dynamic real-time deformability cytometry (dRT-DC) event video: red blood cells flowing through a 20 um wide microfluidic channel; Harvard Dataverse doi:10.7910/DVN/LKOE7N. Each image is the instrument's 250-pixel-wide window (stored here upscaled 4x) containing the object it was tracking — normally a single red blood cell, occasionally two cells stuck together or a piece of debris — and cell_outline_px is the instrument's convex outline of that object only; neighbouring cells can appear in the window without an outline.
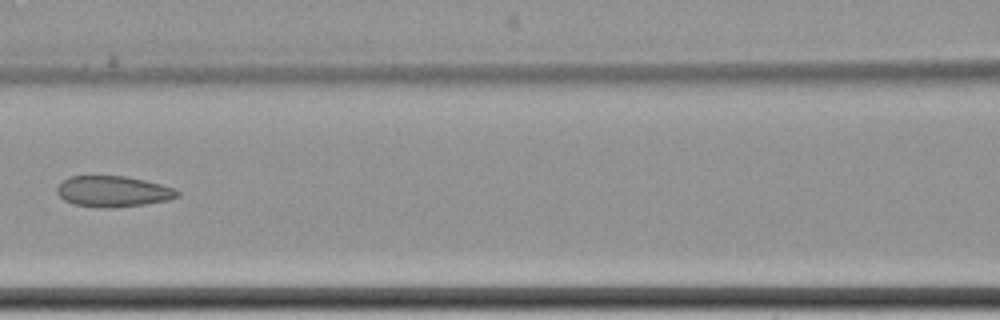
{"species": "common noctule bat (a hibernating species)", "species_latin": "Nyctalus noctula", "temperature_condition": "cold", "stored_images_in_passage": 14, "camera_frame_rate_fps": 3000, "um_per_image_px": 0.085, "animal": {"sex": "female", "body_mass_g": 22.7, "forearm_length_mm": 54.2}, "frame": {"image": 1, "passage_image": 7, "time_ms": 8.667, "image_size_px": [1000, 320], "cell_outline_px": [[180, 196], [168, 200], [144, 204], [112, 208], [96, 208], [72, 204], [64, 200], [56, 192], [56, 188], [68, 176], [124, 176], [144, 180], [176, 188], [180, 192]], "centroid_in_image_um": [9.61, 16.28], "position_along_channel_um": 157.0, "area_um2": 21.85}}
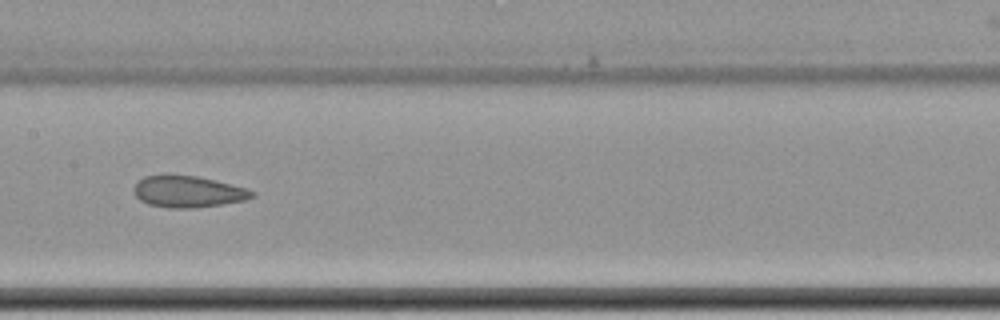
{"frame": {"image": 2, "passage_image": 8, "time_ms": 9.667, "image_size_px": [1000, 320], "cell_outline_px": [[256, 196], [244, 200], [196, 208], [168, 208], [148, 204], [140, 200], [136, 196], [132, 188], [144, 176], [196, 176], [216, 180], [248, 188], [256, 192]], "centroid_in_image_um": [16.02, 16.3], "position_along_channel_um": 191.4, "area_um2": 21.56}}
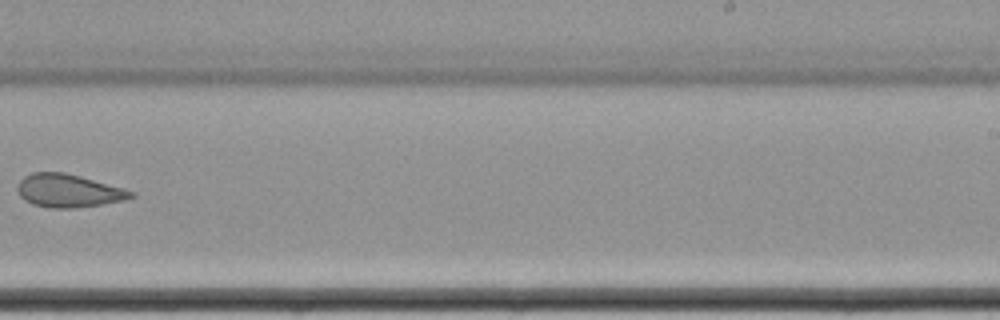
{"frame": {"image": 3, "passage_image": 10, "time_ms": 12.333, "image_size_px": [1000, 320], "cell_outline_px": [[136, 196], [124, 200], [100, 204], [72, 208], [48, 208], [32, 204], [24, 200], [20, 196], [16, 188], [20, 180], [24, 176], [32, 172], [64, 172], [80, 176], [124, 188], [136, 192]], "centroid_in_image_um": [5.8, 16.21], "position_along_channel_um": 283.2, "area_um2": 21.96}, "authors_computed_cell_mechanics": {"area_um2": 22.6576, "velocity_mm_per_s": 3.4461, "shape_relaxation_time_tau1_ms": null, "shape_relaxation_time_tau2_ms": 3.1768, "deformation_change_tau1": null, "deformation_change_tau2": 0.1078}}